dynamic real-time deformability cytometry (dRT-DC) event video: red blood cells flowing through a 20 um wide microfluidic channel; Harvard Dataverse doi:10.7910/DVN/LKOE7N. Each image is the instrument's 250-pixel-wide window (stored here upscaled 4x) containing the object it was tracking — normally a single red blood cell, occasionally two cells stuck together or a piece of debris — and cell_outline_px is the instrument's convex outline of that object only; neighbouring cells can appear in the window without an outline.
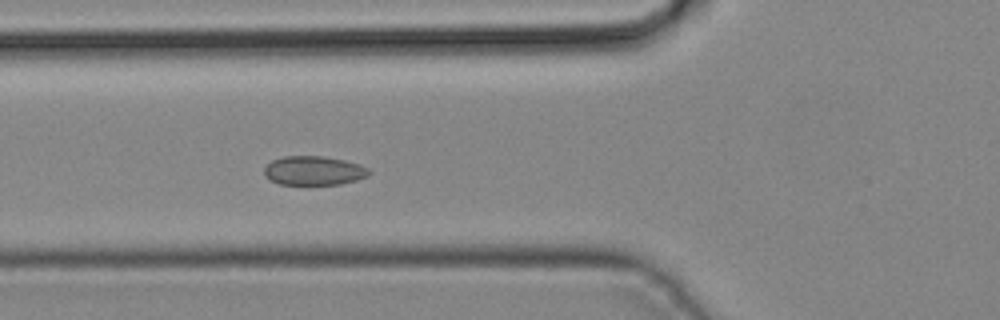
{"species": "common noctule bat (a hibernating species)", "species_latin": "Nyctalus noctula", "temperature_condition": "cold", "stored_images_in_passage": 33, "camera_frame_rate_fps": 3000, "um_per_image_px": 0.085, "animal": {"sex": "male", "body_mass_g": 19.2, "forearm_length_mm": 51.8}, "frame": {"image": 1, "passage_image": 6, "time_ms": 1.667, "image_size_px": [1000, 320], "cell_outline_px": [[372, 172], [368, 176], [356, 180], [340, 184], [280, 184], [264, 176], [264, 168], [272, 160], [284, 156], [324, 156], [344, 160], [360, 164], [368, 168]], "centroid_in_image_um": [26.69, 14.5], "position_along_channel_um": 99.1, "area_um2": 17.74}}
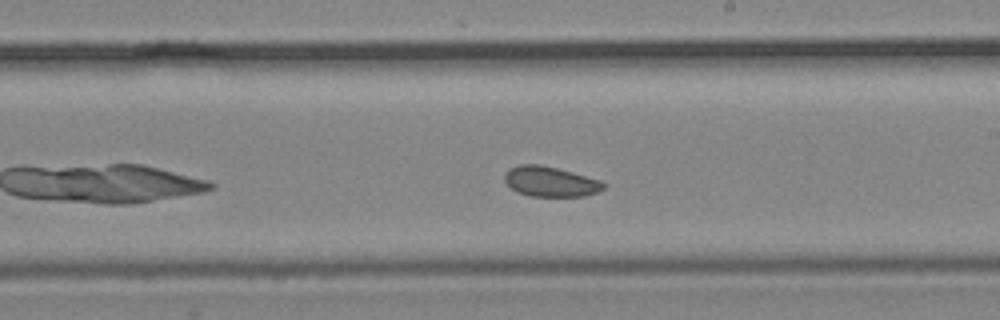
{"frame": {"image": 2, "passage_image": 15, "time_ms": 4.667, "image_size_px": [1000, 320], "cell_outline_px": [[608, 184], [604, 188], [596, 192], [584, 196], [528, 196], [516, 192], [504, 180], [504, 172], [508, 168], [520, 164], [540, 164], [572, 172], [600, 180]], "centroid_in_image_um": [46.75, 15.43], "position_along_channel_um": 242.2, "area_um2": 17.46}}
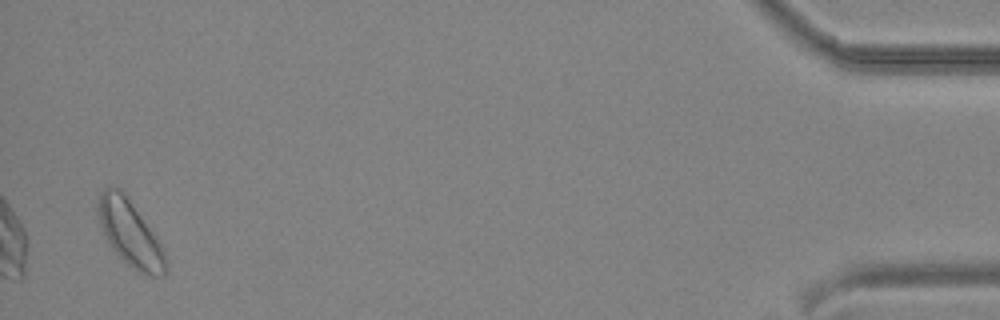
{"frame": {"image": 3, "passage_image": 32, "time_ms": 10.333, "image_size_px": [1000, 320], "cell_outline_px": [[168, 272], [164, 276], [144, 276], [136, 272], [112, 248], [100, 224], [96, 208], [100, 192], [104, 188], [120, 188], [156, 236], [164, 252], [168, 268]], "centroid_in_image_um": [11.07, 19.88], "position_along_channel_um": 424.1, "area_um2": 25.66}}